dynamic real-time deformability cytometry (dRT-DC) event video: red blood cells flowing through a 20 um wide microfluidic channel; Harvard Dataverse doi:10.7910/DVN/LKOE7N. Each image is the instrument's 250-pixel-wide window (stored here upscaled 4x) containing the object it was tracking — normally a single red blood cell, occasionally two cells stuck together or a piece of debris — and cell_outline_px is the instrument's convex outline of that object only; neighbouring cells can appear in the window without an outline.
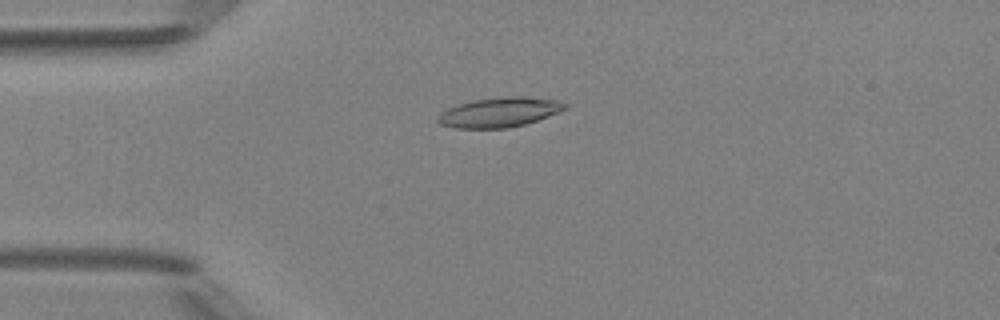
{"species": "Egyptian fruit bat (a non-hibernating species)", "species_latin": "Rousettus aegyptiacus", "temperature_condition": "room temperature", "stored_images_in_passage": 49, "camera_frame_rate_fps": 3000, "um_per_image_px": 0.085, "animal": {"sex": "female"}, "frame": {"image": 1, "passage_image": 13, "time_ms": 4.0, "image_size_px": [1000, 320], "cell_outline_px": [[568, 108], [536, 120], [524, 124], [508, 128], [456, 128], [440, 124], [436, 120], [436, 116], [440, 112], [456, 104], [472, 100], [508, 96], [524, 96], [560, 100], [568, 104]], "centroid_in_image_um": [42.43, 9.53], "position_along_channel_um": 42.6, "area_um2": 22.14}}
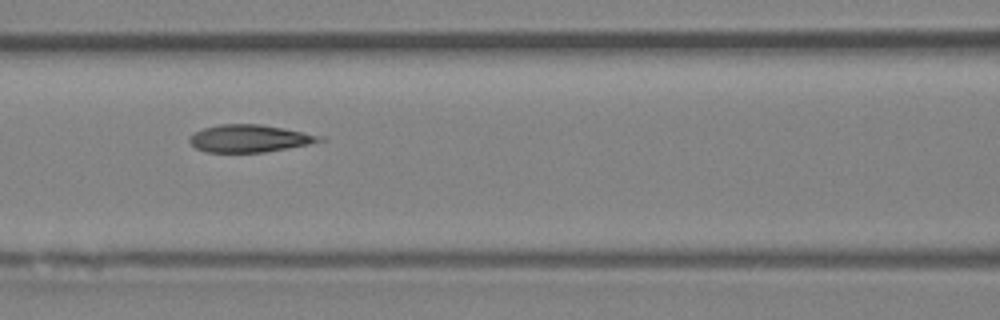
{"frame": {"image": 2, "passage_image": 22, "time_ms": 7.0, "image_size_px": [1000, 320], "cell_outline_px": [[328, 140], [288, 148], [264, 152], [208, 152], [196, 148], [188, 140], [188, 136], [204, 128], [220, 124], [260, 124], [284, 128], [328, 136]], "centroid_in_image_um": [21.29, 11.76], "position_along_channel_um": 145.3, "area_um2": 20.98}}
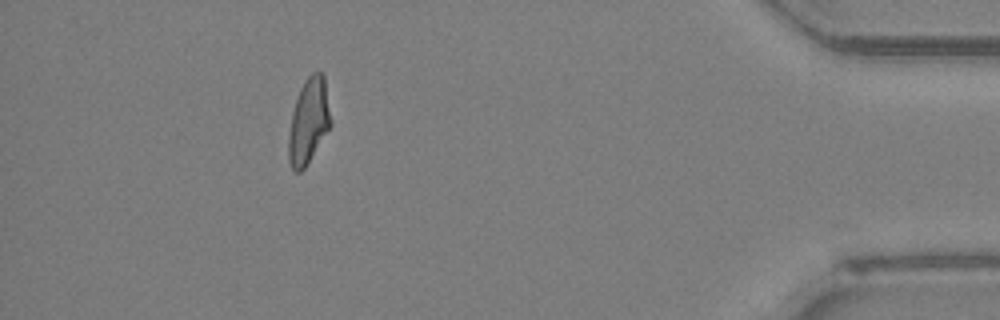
{"frame": {"image": 3, "passage_image": 45, "time_ms": 14.667, "image_size_px": [1000, 320], "cell_outline_px": [[332, 124], [304, 168], [300, 172], [296, 172], [292, 168], [288, 160], [288, 136], [292, 112], [300, 88], [304, 80], [312, 72], [324, 72], [332, 120]], "centroid_in_image_um": [26.24, 10.25], "position_along_channel_um": 409.0, "area_um2": 21.1}, "authors_computed_cell_mechanics": {"area_um2": 21.386, "velocity_mm_per_s": 4.1901, "shape_relaxation_time_tau1_ms": null, "shape_relaxation_time_tau2_ms": 1.0949, "deformation_change_tau1": null, "deformation_change_tau2": 0.0859}}